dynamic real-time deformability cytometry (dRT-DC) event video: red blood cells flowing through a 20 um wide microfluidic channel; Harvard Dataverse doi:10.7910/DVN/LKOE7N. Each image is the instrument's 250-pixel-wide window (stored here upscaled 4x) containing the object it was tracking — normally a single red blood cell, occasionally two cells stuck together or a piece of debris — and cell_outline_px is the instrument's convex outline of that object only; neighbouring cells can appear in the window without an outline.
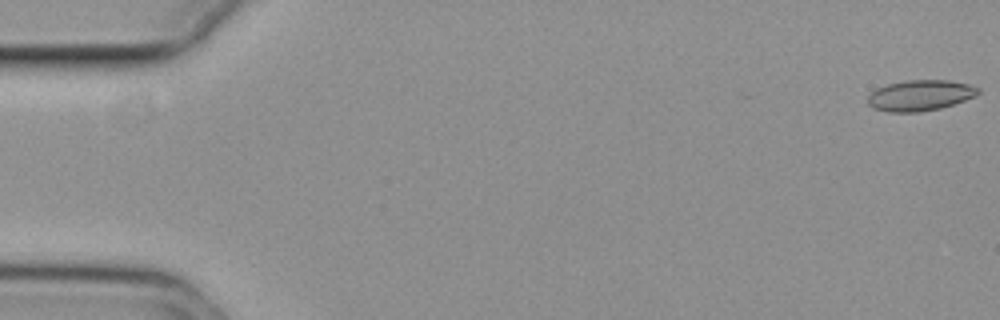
{"species": "common noctule bat (a hibernating species)", "species_latin": "Nyctalus noctula", "temperature_condition": "cold", "stored_images_in_passage": 8, "camera_frame_rate_fps": 3000, "um_per_image_px": 0.085, "animal": {"sex": "female", "body_mass_g": 29.2, "forearm_length_mm": 56.3}, "frame": {"image": 1, "passage_image": 1, "time_ms": 0.0, "image_size_px": [1000, 320], "cell_outline_px": [[980, 92], [976, 96], [940, 108], [920, 112], [888, 112], [872, 108], [868, 104], [868, 96], [876, 88], [888, 84], [904, 80], [948, 80], [968, 84], [980, 88]], "centroid_in_image_um": [78.2, 8.11], "position_along_channel_um": 6.8, "area_um2": 19.83}}